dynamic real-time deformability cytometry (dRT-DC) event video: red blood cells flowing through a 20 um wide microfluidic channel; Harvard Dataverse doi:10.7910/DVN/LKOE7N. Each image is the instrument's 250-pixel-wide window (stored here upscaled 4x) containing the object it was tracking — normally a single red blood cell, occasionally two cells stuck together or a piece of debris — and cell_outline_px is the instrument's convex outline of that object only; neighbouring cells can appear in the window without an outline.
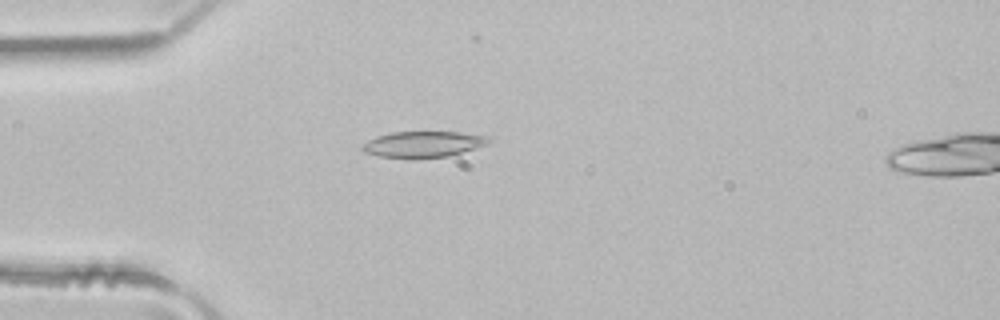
{"species": "common noctule bat (a hibernating species)", "species_latin": "Nyctalus noctula", "temperature_condition": "room temperature", "stored_images_in_passage": 3, "camera_frame_rate_fps": 3000, "um_per_image_px": 0.085, "animal": {"sex": "male", "body_mass_g": 21.5, "forearm_length_mm": 52.0}, "frame": {"image": 1, "passage_image": 3, "time_ms": 0.667, "image_size_px": [1000, 320], "cell_outline_px": [[496, 136], [488, 144], [448, 156], [416, 160], [412, 160], [380, 156], [364, 152], [360, 148], [368, 140], [376, 136], [392, 132], [460, 132]], "centroid_in_image_um": [36.02, 12.27], "position_along_channel_um": 49.0, "area_um2": 19.77}}